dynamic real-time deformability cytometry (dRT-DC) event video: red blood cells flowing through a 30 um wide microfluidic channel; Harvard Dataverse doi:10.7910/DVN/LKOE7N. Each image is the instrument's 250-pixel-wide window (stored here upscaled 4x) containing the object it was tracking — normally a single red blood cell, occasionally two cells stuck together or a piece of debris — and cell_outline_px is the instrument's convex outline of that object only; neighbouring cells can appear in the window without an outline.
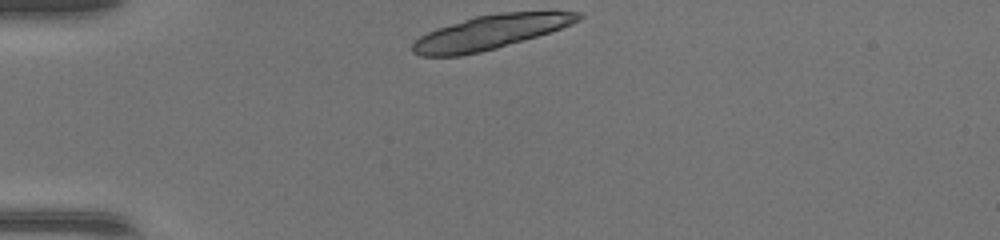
{"species": "common noctule bat (a hibernating species)", "species_latin": "Nyctalus noctula", "temperature_condition": "warm", "stored_images_in_passage": 36, "camera_frame_rate_fps": 3000, "um_per_image_px": 0.085, "animal": {"sex": "female", "body_mass_g": 17.0, "forearm_length_mm": 48.0}, "frame": {"image": 1, "passage_image": 1, "time_ms": 0.0, "image_size_px": [1000, 240], "cell_outline_px": [[584, 16], [580, 20], [572, 24], [536, 36], [496, 48], [480, 52], [460, 56], [420, 56], [412, 52], [412, 44], [420, 36], [436, 28], [476, 16], [504, 12], [580, 12]], "centroid_in_image_um": [41.63, 2.74], "position_along_channel_um": 43.4, "area_um2": 32.43}}
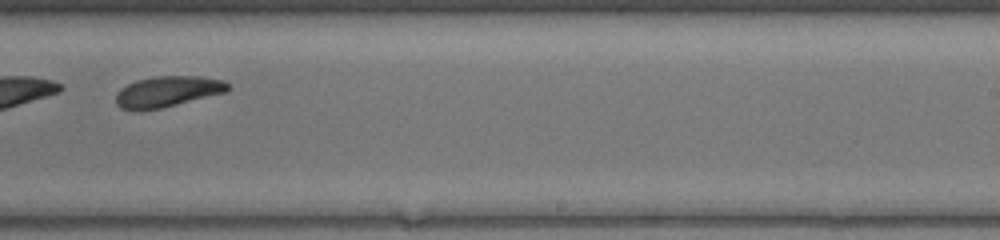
{"frame": {"image": 2, "passage_image": 20, "time_ms": 6.333, "image_size_px": [1000, 240], "cell_outline_px": [[228, 92], [160, 108], [140, 112], [132, 112], [120, 108], [116, 104], [116, 92], [120, 88], [136, 80], [156, 76], [200, 76], [224, 80], [228, 84]], "centroid_in_image_um": [14.19, 7.8], "position_along_channel_um": 274.8, "area_um2": 20.46}}
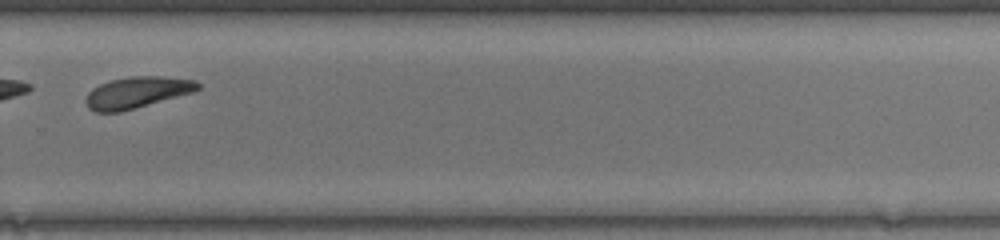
{"frame": {"image": 3, "passage_image": 23, "time_ms": 7.333, "image_size_px": [1000, 240], "cell_outline_px": [[200, 88], [192, 92], [120, 112], [96, 112], [88, 108], [84, 100], [88, 92], [92, 88], [100, 84], [112, 80], [132, 76], [160, 76], [196, 80], [200, 84]], "centroid_in_image_um": [11.61, 7.85], "position_along_channel_um": 318.2, "area_um2": 20.29}, "authors_computed_cell_mechanics": {"area_um2": 20.6924, "velocity_mm_per_s": 4.3246, "shape_relaxation_time_tau1_ms": 3.6277, "shape_relaxation_time_tau2_ms": 3.9148, "deformation_change_tau1": 0.1483, "deformation_change_tau2": 0.113}}